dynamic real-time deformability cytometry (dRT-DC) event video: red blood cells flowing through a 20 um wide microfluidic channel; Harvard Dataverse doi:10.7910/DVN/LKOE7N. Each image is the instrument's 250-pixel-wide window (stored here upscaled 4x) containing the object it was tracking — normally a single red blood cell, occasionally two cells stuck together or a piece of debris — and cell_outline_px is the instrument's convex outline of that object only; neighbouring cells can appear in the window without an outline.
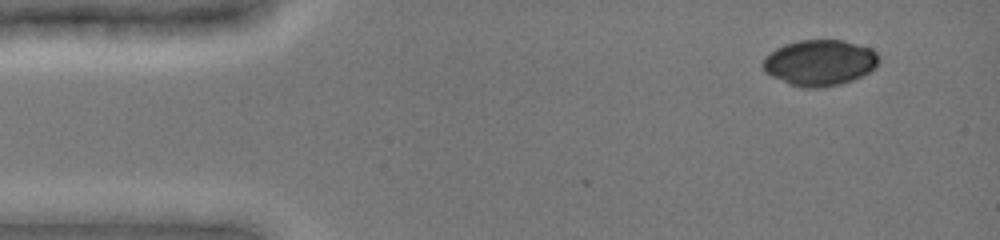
{"species": "common noctule bat (a hibernating species)", "species_latin": "Nyctalus noctula", "temperature_condition": "cold", "stored_images_in_passage": 2, "camera_frame_rate_fps": 3000, "um_per_image_px": 0.085, "animal": {"sex": "female", "body_mass_g": 19.0, "forearm_length_mm": 51.5}, "frame": {"image": 1, "passage_image": 2, "time_ms": 0.333, "image_size_px": [1000, 240], "cell_outline_px": [[880, 60], [868, 72], [852, 80], [840, 84], [820, 88], [804, 88], [788, 84], [764, 72], [760, 64], [776, 48], [784, 44], [800, 40], [844, 40], [872, 48], [876, 52]], "centroid_in_image_um": [69.66, 5.33], "position_along_channel_um": 15.3, "area_um2": 30.98}}